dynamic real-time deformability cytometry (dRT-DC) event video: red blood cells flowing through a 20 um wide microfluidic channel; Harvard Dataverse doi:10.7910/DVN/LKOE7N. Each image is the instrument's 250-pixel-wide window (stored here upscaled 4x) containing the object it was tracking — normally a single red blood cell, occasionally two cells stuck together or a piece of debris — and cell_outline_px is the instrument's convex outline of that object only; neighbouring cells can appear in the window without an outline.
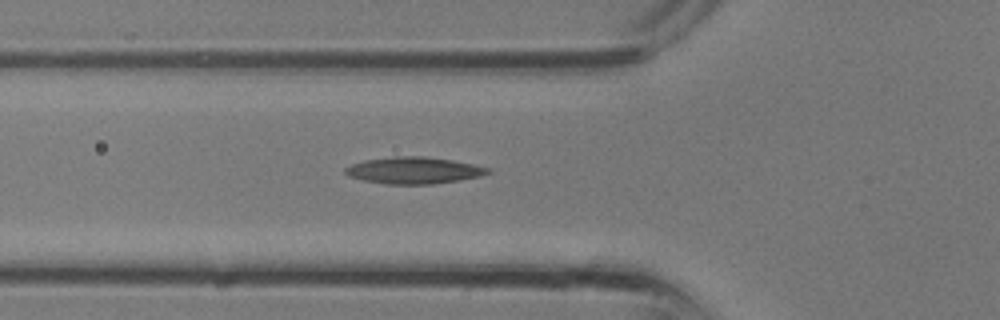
{"species": "common noctule bat (a hibernating species)", "species_latin": "Nyctalus noctula", "temperature_condition": "room temperature", "stored_images_in_passage": 25, "camera_frame_rate_fps": 3000, "um_per_image_px": 0.085, "animal": {"sex": "male", "body_mass_g": 13.3}, "frame": {"image": 1, "passage_image": 6, "time_ms": 1.667, "image_size_px": [1000, 320], "cell_outline_px": [[492, 172], [480, 176], [460, 180], [432, 184], [388, 184], [364, 180], [348, 176], [344, 172], [344, 168], [352, 164], [364, 160], [396, 156], [424, 156], [452, 160], [492, 168]], "centroid_in_image_um": [35.19, 14.48], "position_along_channel_um": 90.6, "area_um2": 22.2}}
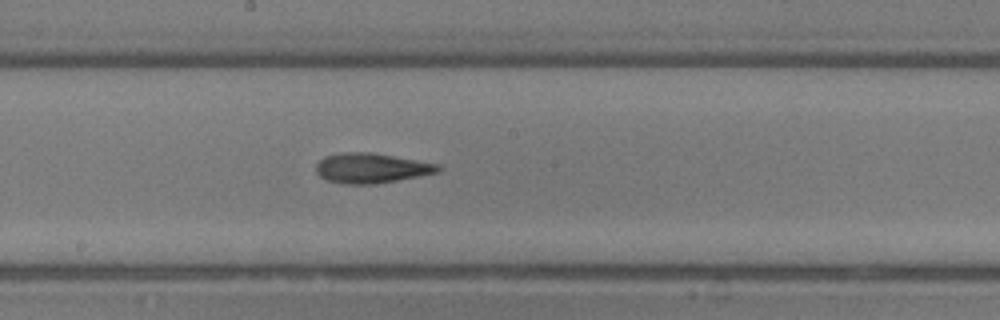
{"frame": {"image": 2, "passage_image": 12, "time_ms": 3.667, "image_size_px": [1000, 320], "cell_outline_px": [[444, 168], [440, 172], [396, 180], [372, 184], [344, 184], [324, 180], [316, 172], [316, 164], [324, 156], [340, 152], [372, 152], [440, 164]], "centroid_in_image_um": [31.56, 14.28], "position_along_channel_um": 216.6, "area_um2": 21.5}}
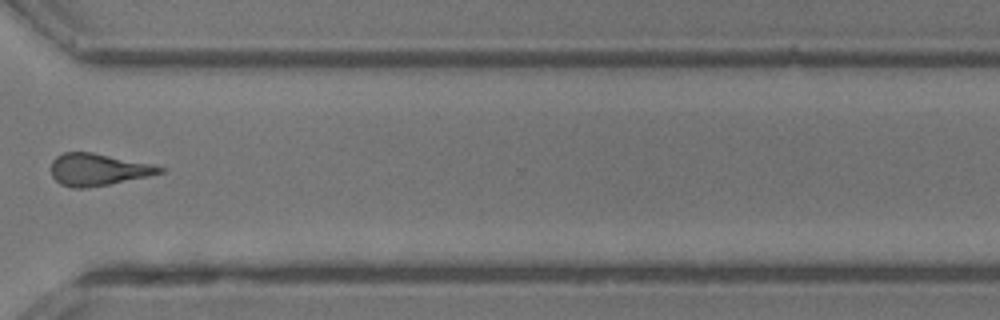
{"frame": {"image": 3, "passage_image": 19, "time_ms": 6.0, "image_size_px": [1000, 320], "cell_outline_px": [[164, 172], [148, 176], [108, 184], [84, 188], [72, 188], [60, 184], [52, 176], [52, 160], [56, 156], [64, 152], [92, 152], [152, 164], [164, 168]], "centroid_in_image_um": [8.31, 14.41], "position_along_channel_um": 362.3, "area_um2": 20.11}}